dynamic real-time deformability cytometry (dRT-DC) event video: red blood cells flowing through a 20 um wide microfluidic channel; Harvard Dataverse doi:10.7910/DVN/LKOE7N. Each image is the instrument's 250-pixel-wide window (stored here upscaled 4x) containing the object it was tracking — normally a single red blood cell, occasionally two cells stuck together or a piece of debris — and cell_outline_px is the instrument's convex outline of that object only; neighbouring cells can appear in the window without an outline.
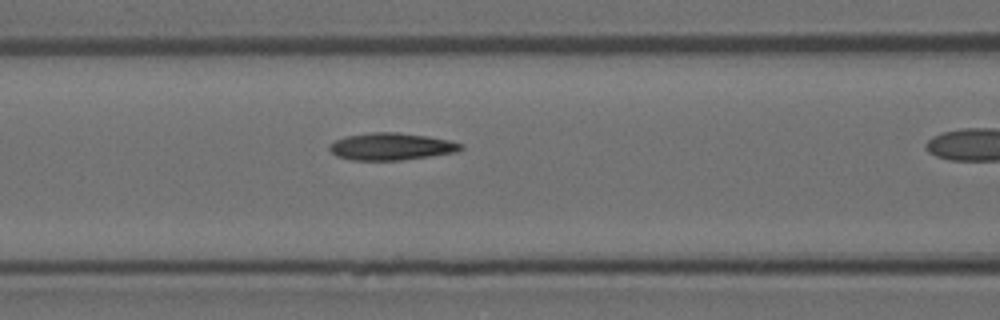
{"species": "Egyptian fruit bat (a non-hibernating species)", "species_latin": "Rousettus aegyptiacus", "temperature_condition": "room temperature", "stored_images_in_passage": 16, "camera_frame_rate_fps": 3000, "um_per_image_px": 0.085, "animal": {"sex": "female"}, "frame": {"image": 1, "passage_image": 12, "time_ms": 3.667, "image_size_px": [1000, 320], "cell_outline_px": [[464, 148], [456, 152], [400, 160], [352, 160], [336, 156], [328, 148], [336, 140], [344, 136], [368, 132], [396, 132], [428, 136], [448, 140], [464, 144]], "centroid_in_image_um": [33.25, 12.44], "position_along_channel_um": 133.3, "area_um2": 20.75}}